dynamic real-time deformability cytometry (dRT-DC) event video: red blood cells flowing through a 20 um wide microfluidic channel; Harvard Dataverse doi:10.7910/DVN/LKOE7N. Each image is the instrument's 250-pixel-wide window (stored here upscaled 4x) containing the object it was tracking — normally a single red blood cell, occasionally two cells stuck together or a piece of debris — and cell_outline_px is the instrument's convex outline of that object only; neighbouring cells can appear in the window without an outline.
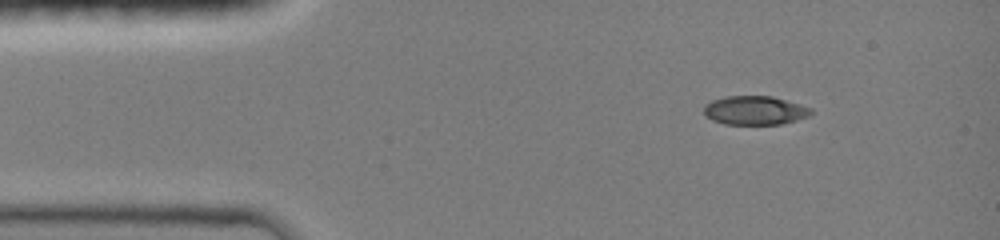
{"species": "common noctule bat (a hibernating species)", "species_latin": "Nyctalus noctula", "temperature_condition": "room temperature", "stored_images_in_passage": 5, "camera_frame_rate_fps": 3000, "um_per_image_px": 0.085, "animal": {"sex": "female", "body_mass_g": 19.0, "forearm_length_mm": 51.5}, "frame": {"image": 1, "passage_image": 1, "time_ms": 0.0, "image_size_px": [1000, 240], "cell_outline_px": [[812, 112], [808, 116], [796, 120], [780, 124], [724, 124], [712, 120], [704, 116], [704, 104], [712, 100], [728, 96], [772, 96], [800, 104], [812, 108]], "centroid_in_image_um": [64.14, 9.38], "position_along_channel_um": 20.9, "area_um2": 18.03}}
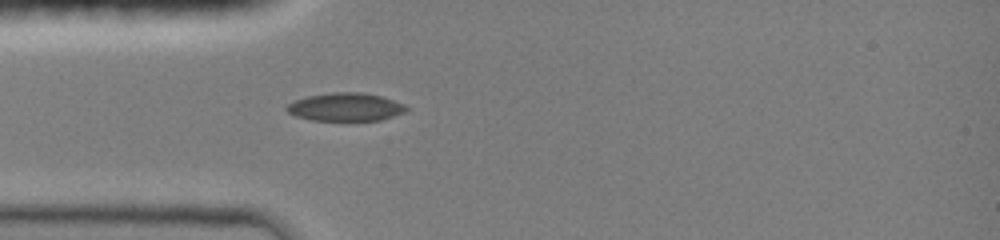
{"frame": {"image": 2, "passage_image": 5, "time_ms": 2.333, "image_size_px": [1000, 240], "cell_outline_px": [[408, 108], [404, 112], [380, 120], [312, 120], [296, 116], [288, 112], [284, 108], [288, 104], [296, 100], [308, 96], [332, 92], [364, 92], [380, 96], [404, 104]], "centroid_in_image_um": [29.35, 9.09], "position_along_channel_um": 55.7, "area_um2": 19.36}}